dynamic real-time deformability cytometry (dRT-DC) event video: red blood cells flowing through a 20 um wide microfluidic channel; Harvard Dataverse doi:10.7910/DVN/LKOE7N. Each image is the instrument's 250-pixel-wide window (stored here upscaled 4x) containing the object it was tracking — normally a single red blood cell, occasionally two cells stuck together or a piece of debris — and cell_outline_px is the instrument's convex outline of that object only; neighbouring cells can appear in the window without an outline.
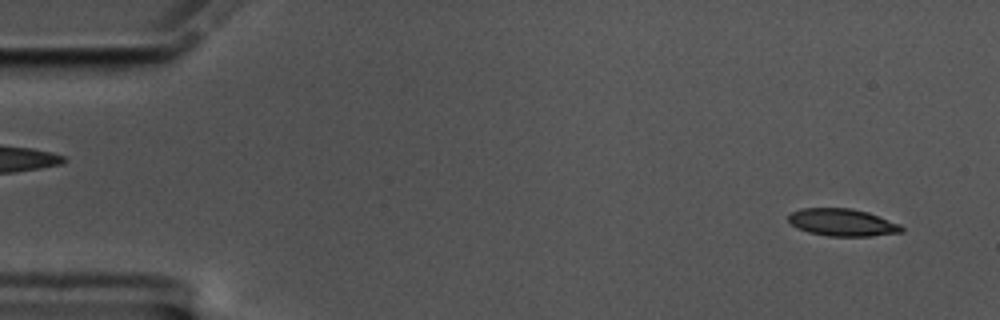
{"species": "common noctule bat (a hibernating species)", "species_latin": "Nyctalus noctula", "temperature_condition": "cold", "stored_images_in_passage": 57, "camera_frame_rate_fps": 3000, "um_per_image_px": 0.085, "animal": {"sex": "male", "body_mass_g": 17.5, "forearm_length_mm": 52.3}, "frame": {"image": 1, "passage_image": 3, "time_ms": 0.667, "image_size_px": [1000, 320], "cell_outline_px": [[904, 232], [872, 236], [828, 236], [808, 232], [796, 228], [788, 220], [788, 216], [792, 212], [800, 208], [852, 208], [868, 212], [900, 224], [904, 228]], "centroid_in_image_um": [71.61, 18.91], "position_along_channel_um": 13.4, "area_um2": 18.15}}
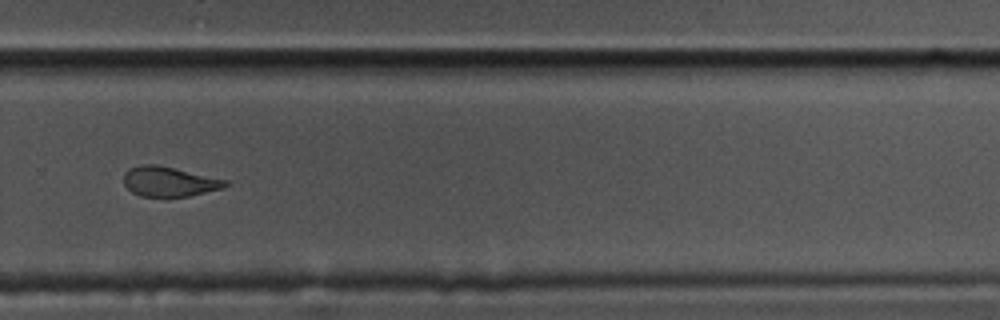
{"frame": {"image": 2, "passage_image": 39, "time_ms": 12.667, "image_size_px": [1000, 320], "cell_outline_px": [[228, 184], [224, 188], [188, 196], [140, 196], [132, 192], [124, 184], [124, 172], [128, 168], [140, 164], [156, 164], [228, 180]], "centroid_in_image_um": [14.36, 15.42], "position_along_channel_um": 315.4, "area_um2": 17.63}}
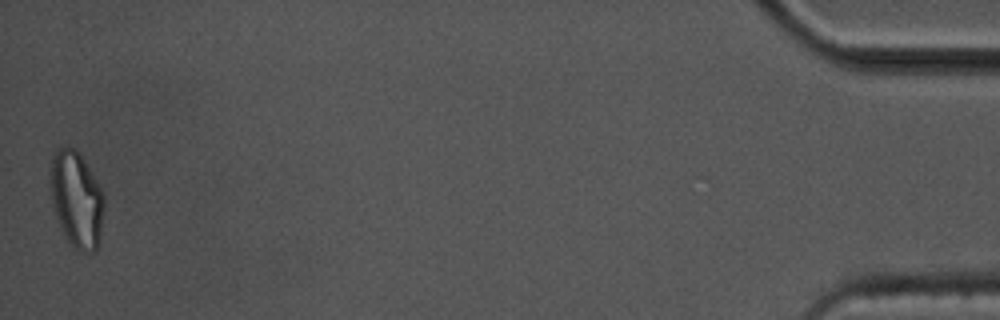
{"frame": {"image": 3, "passage_image": 57, "time_ms": 18.667, "image_size_px": [1000, 320], "cell_outline_px": [[104, 208], [100, 244], [96, 252], [80, 252], [64, 236], [60, 228], [56, 216], [52, 200], [52, 156], [56, 148], [76, 148], [104, 192]], "centroid_in_image_um": [6.55, 17.0], "position_along_channel_um": 428.6, "area_um2": 30.0}, "authors_computed_cell_mechanics": {"area_um2": 18.9584, "velocity_mm_per_s": 3.4534, "shape_relaxation_time_tau1_ms": 6.0901, "shape_relaxation_time_tau2_ms": 4.2988, "deformation_change_tau1": 0.1888, "deformation_change_tau2": 0.1252}}